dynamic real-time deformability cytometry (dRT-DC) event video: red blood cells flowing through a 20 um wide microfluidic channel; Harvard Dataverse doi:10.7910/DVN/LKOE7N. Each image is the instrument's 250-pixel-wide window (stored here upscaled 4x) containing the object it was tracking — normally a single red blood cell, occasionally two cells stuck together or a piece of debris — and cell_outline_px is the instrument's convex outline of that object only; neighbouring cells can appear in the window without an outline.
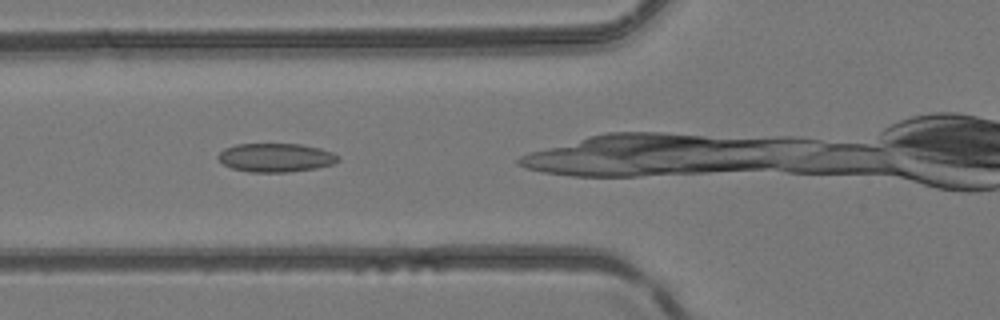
{"species": "common noctule bat (a hibernating species)", "species_latin": "Nyctalus noctula", "temperature_condition": "room temperature", "stored_images_in_passage": 29, "camera_frame_rate_fps": 3000, "um_per_image_px": 0.085, "animal": {"sex": "female", "body_mass_g": 24.6, "forearm_length_mm": 56.2}, "frame": {"image": 1, "passage_image": 8, "time_ms": 2.333, "image_size_px": [1000, 320], "cell_outline_px": [[340, 160], [332, 164], [316, 168], [288, 172], [248, 172], [232, 168], [224, 164], [216, 156], [224, 148], [236, 144], [300, 144], [320, 148], [332, 152], [340, 156]], "centroid_in_image_um": [23.45, 13.39], "position_along_channel_um": 102.4, "area_um2": 20.11}}
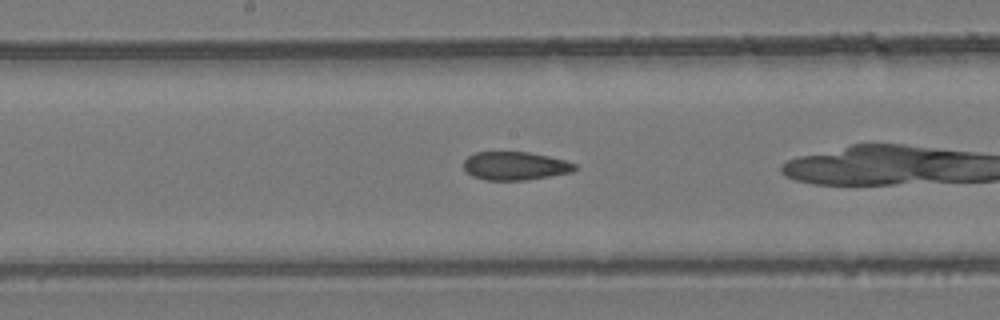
{"frame": {"image": 2, "passage_image": 15, "time_ms": 4.667, "image_size_px": [1000, 320], "cell_outline_px": [[576, 168], [572, 172], [528, 180], [484, 180], [472, 176], [464, 168], [464, 160], [468, 156], [476, 152], [528, 152], [548, 156], [564, 160], [576, 164]], "centroid_in_image_um": [43.78, 14.1], "position_along_channel_um": 204.4, "area_um2": 18.32}}
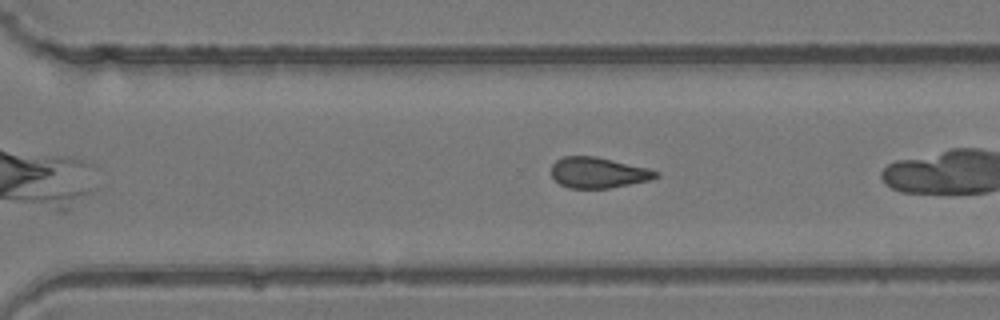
{"frame": {"image": 3, "passage_image": 23, "time_ms": 7.333, "image_size_px": [1000, 320], "cell_outline_px": [[660, 176], [648, 180], [608, 188], [568, 188], [560, 184], [552, 176], [552, 164], [556, 160], [564, 156], [596, 156], [648, 168], [660, 172]], "centroid_in_image_um": [50.84, 14.67], "position_along_channel_um": 319.8, "area_um2": 18.61}}